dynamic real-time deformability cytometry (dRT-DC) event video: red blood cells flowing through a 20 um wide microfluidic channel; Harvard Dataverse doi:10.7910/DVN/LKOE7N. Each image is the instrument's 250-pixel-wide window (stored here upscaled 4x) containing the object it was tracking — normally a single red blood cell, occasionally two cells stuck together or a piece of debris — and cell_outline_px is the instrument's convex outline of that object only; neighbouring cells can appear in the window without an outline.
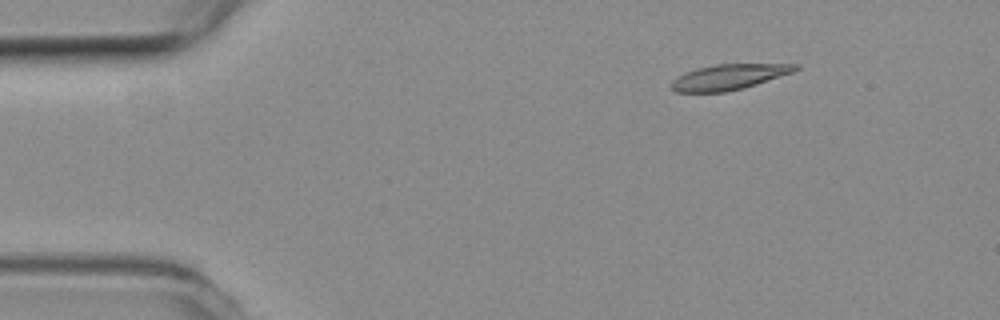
{"species": "common noctule bat (a hibernating species)", "species_latin": "Nyctalus noctula", "temperature_condition": "room temperature", "stored_images_in_passage": 3, "camera_frame_rate_fps": 3000, "um_per_image_px": 0.085, "animal": {"sex": "female", "body_mass_g": 19.3, "forearm_length_mm": 54.1}, "frame": {"image": 1, "passage_image": 1, "time_ms": 0.0, "image_size_px": [1000, 320], "cell_outline_px": [[800, 68], [792, 72], [744, 88], [724, 92], [676, 92], [672, 88], [672, 80], [676, 76], [684, 72], [696, 68], [716, 64], [800, 64]], "centroid_in_image_um": [61.92, 6.54], "position_along_channel_um": 23.1, "area_um2": 18.32}}